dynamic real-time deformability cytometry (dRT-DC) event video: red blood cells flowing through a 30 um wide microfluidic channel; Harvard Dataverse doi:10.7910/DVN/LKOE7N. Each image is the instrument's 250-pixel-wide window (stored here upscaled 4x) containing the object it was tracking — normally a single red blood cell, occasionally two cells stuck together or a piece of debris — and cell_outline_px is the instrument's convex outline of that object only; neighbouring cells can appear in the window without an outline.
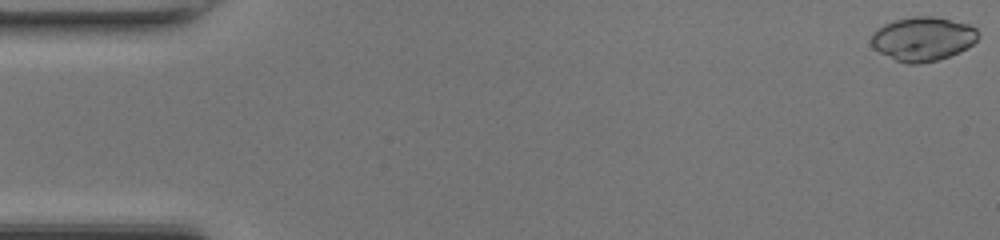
{"species": "common noctule bat (a hibernating species)", "species_latin": "Nyctalus noctula", "temperature_condition": "room temperature", "stored_images_in_passage": 48, "camera_frame_rate_fps": 3000, "um_per_image_px": 0.085, "animal": {"sex": "female", "body_mass_g": 17.0, "forearm_length_mm": 48.0}, "frame": {"image": 1, "passage_image": 1, "time_ms": 0.0, "image_size_px": [1000, 240], "cell_outline_px": [[980, 36], [972, 44], [960, 52], [936, 60], [920, 64], [908, 64], [896, 60], [872, 48], [872, 32], [884, 24], [896, 20], [912, 16], [932, 16], [968, 24], [976, 28], [980, 32]], "centroid_in_image_um": [78.45, 3.3], "position_along_channel_um": 6.5, "area_um2": 27.34}}
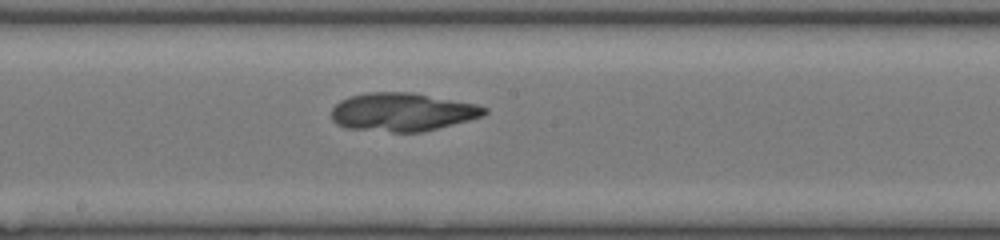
{"frame": {"image": 2, "passage_image": 26, "time_ms": 8.333, "image_size_px": [1000, 240], "cell_outline_px": [[488, 112], [480, 116], [468, 120], [420, 132], [392, 132], [344, 128], [336, 124], [332, 120], [332, 108], [340, 100], [352, 96], [368, 92], [412, 92], [476, 104], [488, 108]], "centroid_in_image_um": [34.16, 9.52], "position_along_channel_um": 214.0, "area_um2": 33.99}}
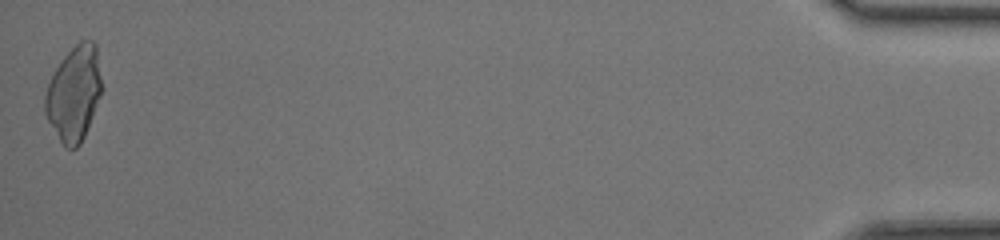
{"frame": {"image": 3, "passage_image": 48, "time_ms": 15.667, "image_size_px": [1000, 240], "cell_outline_px": [[100, 92], [84, 136], [80, 144], [76, 148], [64, 148], [48, 120], [44, 112], [44, 96], [48, 84], [56, 68], [64, 56], [80, 40], [92, 40], [96, 44], [100, 80]], "centroid_in_image_um": [6.25, 7.95], "position_along_channel_um": 429.0, "area_um2": 30.52}}